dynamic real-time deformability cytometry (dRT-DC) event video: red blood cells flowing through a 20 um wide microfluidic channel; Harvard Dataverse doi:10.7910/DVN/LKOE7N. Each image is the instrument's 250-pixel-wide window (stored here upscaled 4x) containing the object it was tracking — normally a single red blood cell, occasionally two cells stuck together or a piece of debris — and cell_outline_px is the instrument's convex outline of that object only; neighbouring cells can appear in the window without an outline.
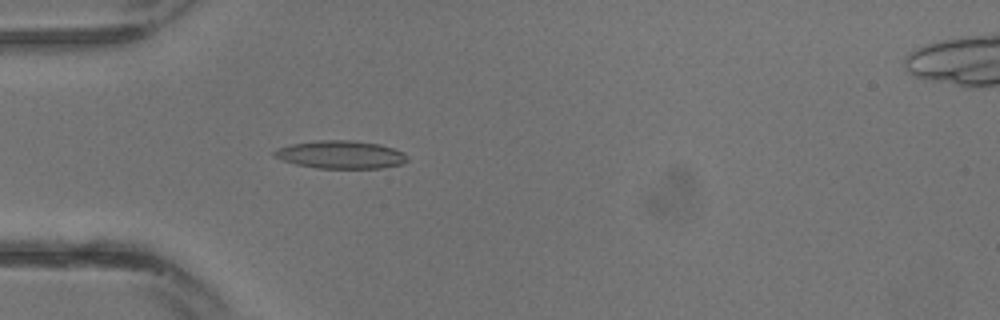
{"species": "common noctule bat (a hibernating species)", "species_latin": "Nyctalus noctula", "temperature_condition": "warm", "stored_images_in_passage": 14, "camera_frame_rate_fps": 3000, "um_per_image_px": 0.085, "animal": {"sex": "male", "body_mass_g": 13.3}, "frame": {"image": 1, "passage_image": 10, "time_ms": 3.0, "image_size_px": [1000, 320], "cell_outline_px": [[408, 160], [400, 164], [380, 168], [316, 168], [296, 164], [272, 156], [272, 152], [276, 148], [292, 144], [316, 140], [352, 140], [380, 144], [404, 152], [408, 156]], "centroid_in_image_um": [28.95, 13.13], "position_along_channel_um": 56.1, "area_um2": 21.68}}
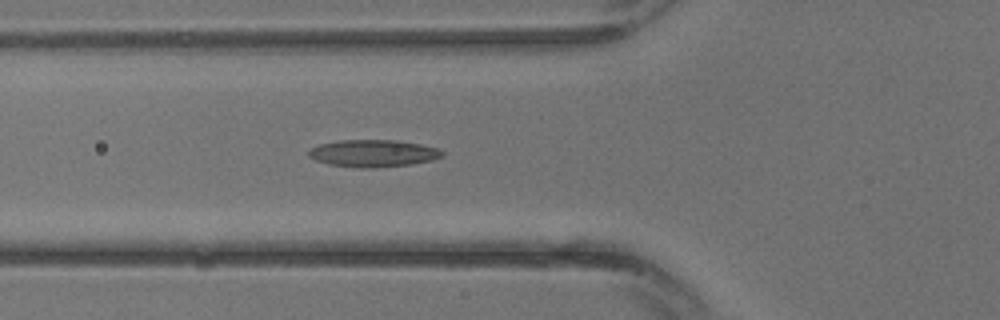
{"frame": {"image": 2, "passage_image": 12, "time_ms": 3.667, "image_size_px": [1000, 320], "cell_outline_px": [[444, 156], [432, 160], [412, 164], [368, 168], [360, 168], [328, 164], [316, 160], [308, 156], [308, 152], [312, 148], [320, 144], [340, 140], [396, 140], [420, 144], [436, 148], [444, 152]], "centroid_in_image_um": [31.73, 13.03], "position_along_channel_um": 94.1, "area_um2": 21.04}}
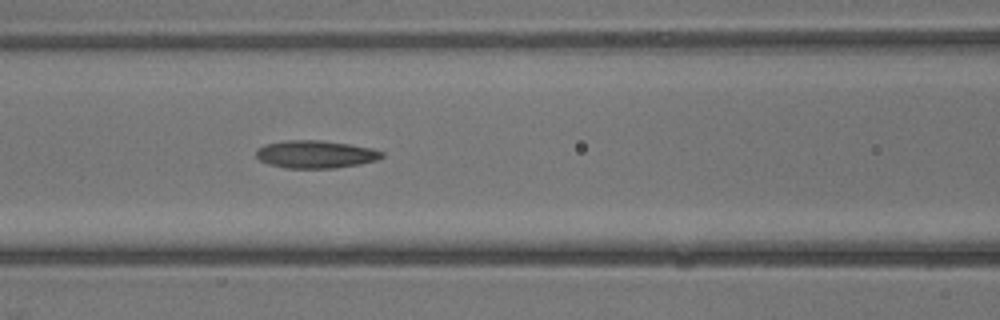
{"frame": {"image": 3, "passage_image": 14, "time_ms": 4.333, "image_size_px": [1000, 320], "cell_outline_px": [[384, 156], [376, 160], [360, 164], [336, 168], [284, 168], [268, 164], [260, 160], [256, 156], [256, 148], [264, 144], [284, 140], [320, 140], [348, 144], [372, 148], [384, 152]], "centroid_in_image_um": [26.8, 13.11], "position_along_channel_um": 139.8, "area_um2": 20.46}}